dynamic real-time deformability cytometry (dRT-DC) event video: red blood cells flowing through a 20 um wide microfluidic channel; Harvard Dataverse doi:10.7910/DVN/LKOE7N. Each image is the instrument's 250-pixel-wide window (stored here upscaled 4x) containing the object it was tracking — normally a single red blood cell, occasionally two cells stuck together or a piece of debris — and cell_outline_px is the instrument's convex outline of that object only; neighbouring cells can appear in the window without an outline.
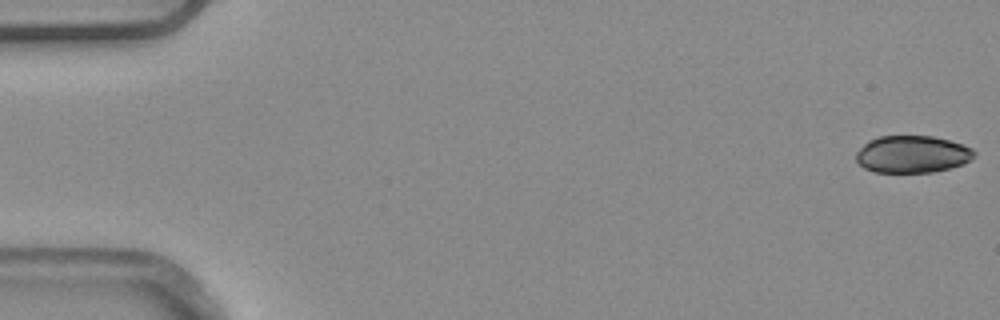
{"species": "common noctule bat (a hibernating species)", "species_latin": "Nyctalus noctula", "temperature_condition": "warm", "stored_images_in_passage": 4, "camera_frame_rate_fps": 3000, "um_per_image_px": 0.085, "animal": {"sex": "male", "body_mass_g": 20.4}, "frame": {"image": 1, "passage_image": 1, "time_ms": 0.0, "image_size_px": [1000, 320], "cell_outline_px": [[976, 156], [972, 160], [964, 164], [932, 172], [872, 172], [864, 168], [856, 160], [856, 152], [868, 140], [880, 136], [932, 136], [964, 144], [972, 148], [976, 152]], "centroid_in_image_um": [77.57, 13.11], "position_along_channel_um": 7.4, "area_um2": 25.78}}